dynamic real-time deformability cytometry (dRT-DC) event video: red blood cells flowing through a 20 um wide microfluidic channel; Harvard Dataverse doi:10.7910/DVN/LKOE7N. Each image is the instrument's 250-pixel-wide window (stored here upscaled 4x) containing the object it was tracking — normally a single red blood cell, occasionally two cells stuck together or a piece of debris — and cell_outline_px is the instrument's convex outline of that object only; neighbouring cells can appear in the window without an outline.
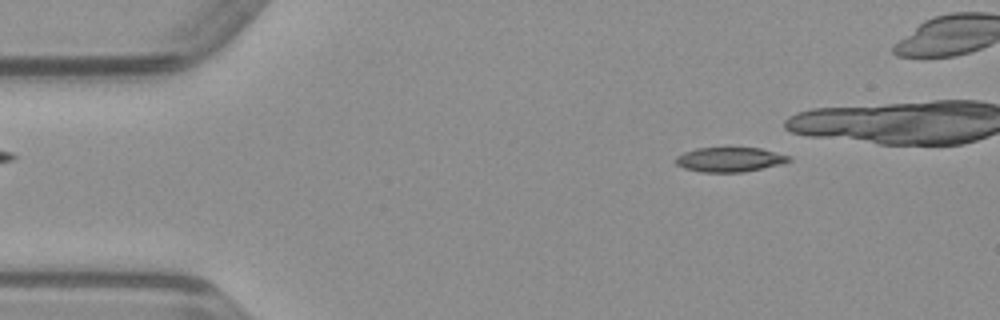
{"species": "common noctule bat (a hibernating species)", "species_latin": "Nyctalus noctula", "temperature_condition": "warm", "stored_images_in_passage": 37, "camera_frame_rate_fps": 3000, "um_per_image_px": 0.085, "animal": {"sex": "male", "body_mass_g": 23.1, "forearm_length_mm": 52.7}, "frame": {"image": 1, "passage_image": 6, "time_ms": 1.667, "image_size_px": [1000, 320], "cell_outline_px": [[792, 160], [780, 164], [744, 172], [700, 172], [684, 168], [676, 164], [676, 156], [684, 152], [696, 148], [760, 148], [788, 156]], "centroid_in_image_um": [61.98, 13.56], "position_along_channel_um": 23.0, "area_um2": 16.01}}
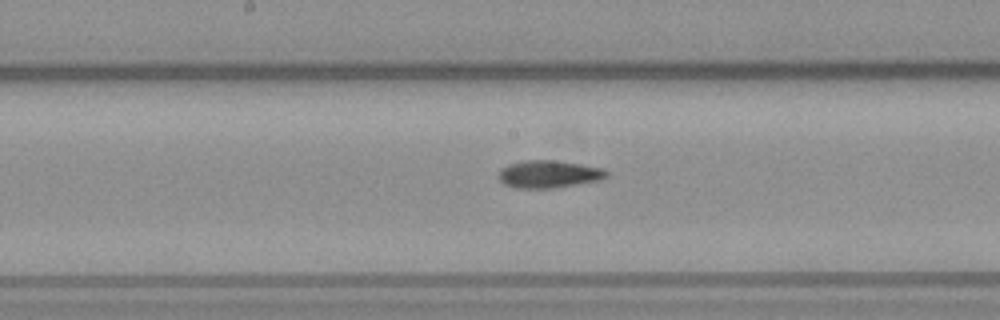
{"frame": {"image": 2, "passage_image": 24, "time_ms": 7.667, "image_size_px": [1000, 320], "cell_outline_px": [[608, 176], [600, 180], [552, 188], [516, 188], [504, 184], [500, 180], [500, 168], [508, 164], [524, 160], [552, 160], [580, 164], [604, 168], [608, 172]], "centroid_in_image_um": [46.65, 14.79], "position_along_channel_um": 201.6, "area_um2": 17.22}}
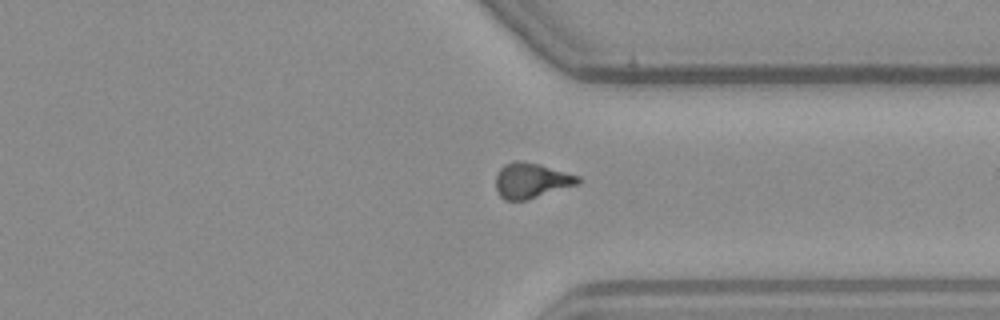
{"frame": {"image": 3, "passage_image": 36, "time_ms": 11.667, "image_size_px": [1000, 320], "cell_outline_px": [[580, 184], [528, 200], [504, 200], [500, 196], [496, 188], [496, 172], [504, 164], [516, 160], [520, 160], [540, 164], [580, 176]], "centroid_in_image_um": [45.17, 15.34], "position_along_channel_um": 366.2, "area_um2": 17.17}}